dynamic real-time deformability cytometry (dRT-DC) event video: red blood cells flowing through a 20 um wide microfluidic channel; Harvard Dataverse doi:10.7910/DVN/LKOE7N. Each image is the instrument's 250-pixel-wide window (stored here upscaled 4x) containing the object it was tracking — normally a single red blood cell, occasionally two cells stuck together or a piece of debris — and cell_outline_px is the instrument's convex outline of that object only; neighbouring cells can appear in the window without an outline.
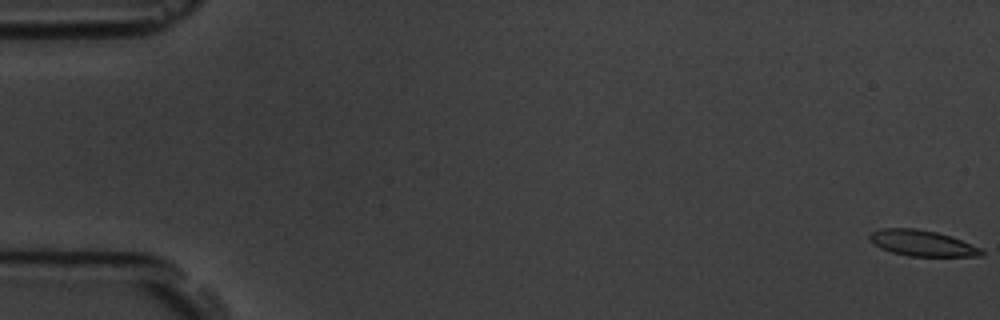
{"species": "common noctule bat (a hibernating species)", "species_latin": "Nyctalus noctula", "temperature_condition": "room temperature", "stored_images_in_passage": 6, "segment_of_instrument_passage": [2, 2], "camera_frame_rate_fps": 3000, "um_per_image_px": 0.085, "animal": {"sex": "male", "body_mass_g": 19.5, "forearm_length_mm": 54.6}, "frame": {"image": 1, "passage_image": 6, "time_ms": 6.667, "image_size_px": [1000, 320], "cell_outline_px": [[984, 256], [908, 256], [892, 252], [880, 248], [872, 244], [868, 240], [868, 236], [872, 232], [884, 228], [916, 228], [936, 232], [952, 236], [980, 248], [984, 252]], "centroid_in_image_um": [78.36, 20.67], "position_along_channel_um": 6.6, "area_um2": 16.94}}